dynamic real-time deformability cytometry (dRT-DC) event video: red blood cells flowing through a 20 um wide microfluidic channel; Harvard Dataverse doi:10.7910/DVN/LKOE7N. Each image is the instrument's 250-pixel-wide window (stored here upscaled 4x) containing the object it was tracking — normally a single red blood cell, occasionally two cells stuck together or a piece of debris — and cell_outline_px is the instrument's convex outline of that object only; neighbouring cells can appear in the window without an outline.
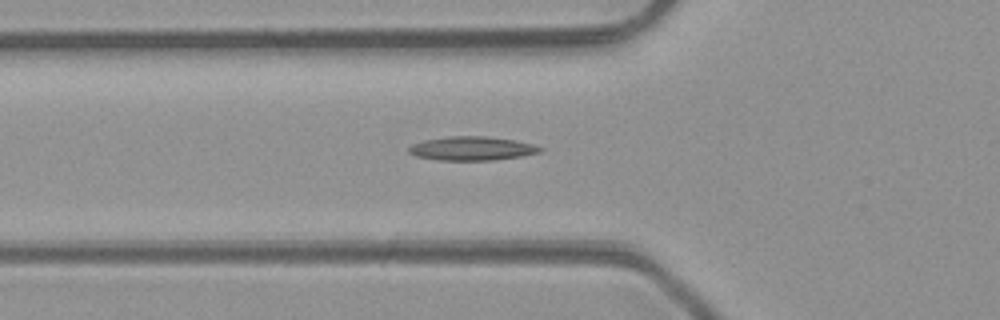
{"species": "common noctule bat (a hibernating species)", "species_latin": "Nyctalus noctula", "temperature_condition": "room temperature", "stored_images_in_passage": 6, "camera_frame_rate_fps": 3000, "um_per_image_px": 0.085, "animal": {"sex": "male", "body_mass_g": 23.1, "forearm_length_mm": 52.7}, "frame": {"image": 1, "passage_image": 6, "time_ms": 6.667, "image_size_px": [1000, 320], "cell_outline_px": [[544, 148], [540, 152], [520, 156], [492, 160], [440, 160], [416, 156], [408, 152], [408, 148], [412, 144], [424, 140], [448, 136], [484, 136], [516, 140], [532, 144]], "centroid_in_image_um": [40.1, 12.61], "position_along_channel_um": 85.7, "area_um2": 18.15}}